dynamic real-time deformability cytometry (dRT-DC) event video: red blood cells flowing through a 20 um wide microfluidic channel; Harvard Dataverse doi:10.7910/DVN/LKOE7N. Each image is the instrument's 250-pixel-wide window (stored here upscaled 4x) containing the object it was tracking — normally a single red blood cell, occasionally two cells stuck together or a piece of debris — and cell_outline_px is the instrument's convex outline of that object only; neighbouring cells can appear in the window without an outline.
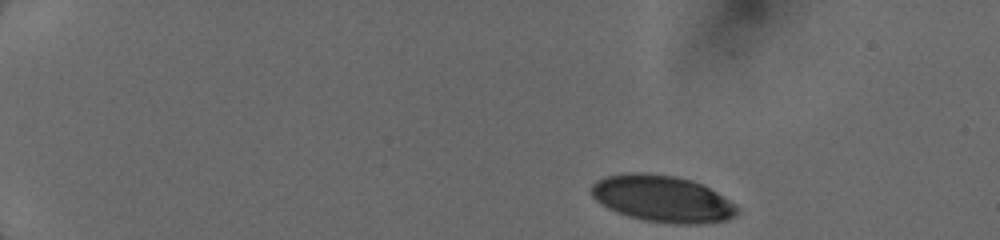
{"species": "human", "species_latin": "Homo sapiens", "temperature_condition": "cold", "stored_images_in_passage": 15, "camera_frame_rate_fps": 3000, "um_per_image_px": 0.085, "donor": {"sex": "female"}, "frame": {"image": 1, "passage_image": 1, "time_ms": 0.0, "image_size_px": [1000, 240], "cell_outline_px": [[740, 212], [736, 216], [728, 220], [700, 224], [672, 224], [644, 220], [628, 216], [616, 212], [600, 204], [592, 196], [592, 184], [596, 180], [604, 176], [624, 172], [648, 172], [676, 176], [692, 180], [704, 184], [736, 204], [740, 208]], "centroid_in_image_um": [56.33, 16.89], "position_along_channel_um": 28.7, "area_um2": 40.4}}
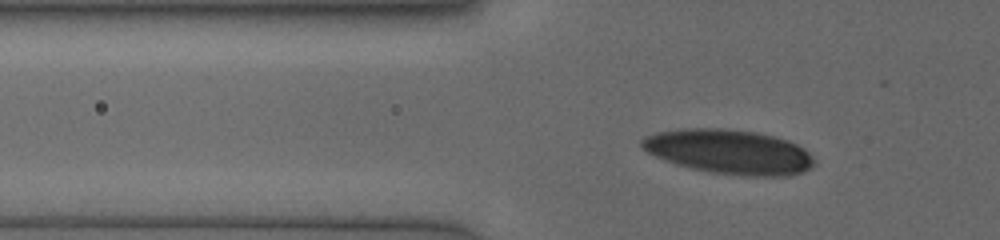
{"frame": {"image": 2, "passage_image": 13, "time_ms": 3.333, "image_size_px": [1000, 240], "cell_outline_px": [[816, 164], [812, 168], [804, 172], [788, 176], [740, 176], [712, 172], [692, 168], [676, 164], [664, 160], [648, 152], [640, 144], [640, 140], [644, 136], [656, 132], [680, 128], [724, 128], [756, 132], [788, 140], [804, 148], [812, 156]], "centroid_in_image_um": [61.99, 12.9], "position_along_channel_um": 63.8, "area_um2": 44.97}}